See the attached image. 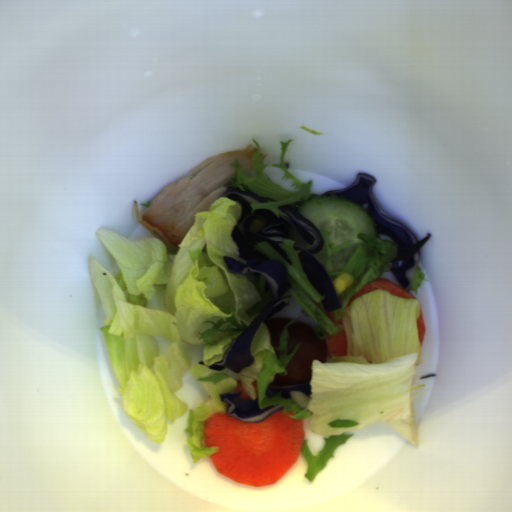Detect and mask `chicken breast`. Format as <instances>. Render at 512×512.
Listing matches in <instances>:
<instances>
[{
	"label": "chicken breast",
	"mask_w": 512,
	"mask_h": 512,
	"mask_svg": "<svg viewBox=\"0 0 512 512\" xmlns=\"http://www.w3.org/2000/svg\"><path fill=\"white\" fill-rule=\"evenodd\" d=\"M256 146L223 152L192 168L184 177L161 189L140 216L138 201H133L136 221L160 239L168 252L176 253L195 220V214L208 211L235 177L236 162L251 175Z\"/></svg>",
	"instance_id": "chicken-breast-1"
},
{
	"label": "chicken breast",
	"mask_w": 512,
	"mask_h": 512,
	"mask_svg": "<svg viewBox=\"0 0 512 512\" xmlns=\"http://www.w3.org/2000/svg\"><path fill=\"white\" fill-rule=\"evenodd\" d=\"M264 156H265V153H260V155H259V162H262Z\"/></svg>",
	"instance_id": "chicken-breast-2"
}]
</instances>
